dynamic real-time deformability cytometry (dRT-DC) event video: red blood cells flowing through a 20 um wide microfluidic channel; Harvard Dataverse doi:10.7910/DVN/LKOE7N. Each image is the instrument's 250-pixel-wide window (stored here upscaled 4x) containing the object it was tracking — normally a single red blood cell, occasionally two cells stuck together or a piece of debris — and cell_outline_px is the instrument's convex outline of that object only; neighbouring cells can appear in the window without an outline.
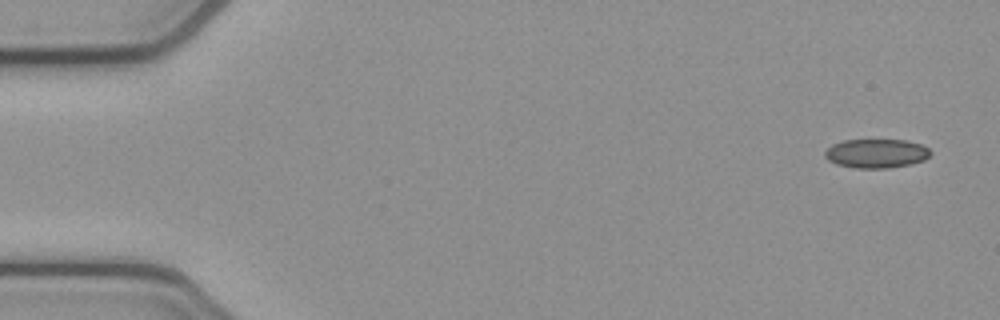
{"species": "common noctule bat (a hibernating species)", "species_latin": "Nyctalus noctula", "temperature_condition": "cold", "stored_images_in_passage": 8, "camera_frame_rate_fps": 3000, "um_per_image_px": 0.085, "animal": {"sex": "female", "body_mass_g": 21.9}, "frame": {"image": 1, "passage_image": 1, "time_ms": 0.0, "image_size_px": [1000, 320], "cell_outline_px": [[932, 152], [924, 160], [912, 164], [888, 168], [856, 168], [836, 164], [828, 160], [824, 156], [824, 152], [832, 144], [844, 140], [904, 140], [920, 144], [928, 148]], "centroid_in_image_um": [74.47, 13.04], "position_along_channel_um": 10.5, "area_um2": 17.86}}
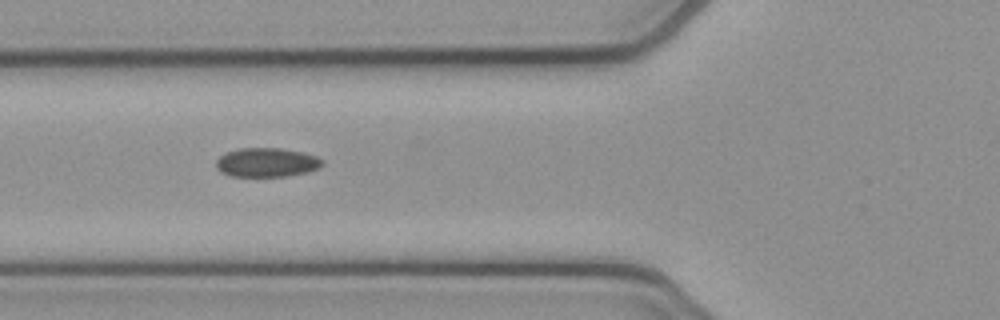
{"frame": {"image": 2, "passage_image": 6, "time_ms": 1.667, "image_size_px": [1000, 320], "cell_outline_px": [[324, 164], [320, 168], [308, 172], [288, 176], [232, 176], [220, 172], [216, 168], [216, 160], [224, 152], [240, 148], [280, 148], [304, 152], [316, 156], [324, 160]], "centroid_in_image_um": [22.69, 13.8], "position_along_channel_um": 103.1, "area_um2": 18.26}}
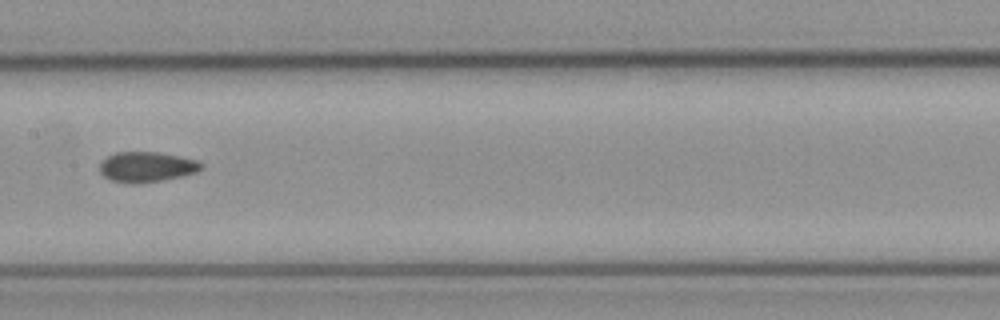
{"frame": {"image": 3, "passage_image": 8, "time_ms": 2.333, "image_size_px": [1000, 320], "cell_outline_px": [[204, 168], [196, 172], [180, 176], [160, 180], [136, 184], [132, 184], [112, 180], [104, 176], [100, 172], [100, 164], [108, 156], [116, 152], [160, 152], [180, 156], [196, 160], [204, 164]], "centroid_in_image_um": [12.49, 14.18], "position_along_channel_um": 194.9, "area_um2": 17.8}}